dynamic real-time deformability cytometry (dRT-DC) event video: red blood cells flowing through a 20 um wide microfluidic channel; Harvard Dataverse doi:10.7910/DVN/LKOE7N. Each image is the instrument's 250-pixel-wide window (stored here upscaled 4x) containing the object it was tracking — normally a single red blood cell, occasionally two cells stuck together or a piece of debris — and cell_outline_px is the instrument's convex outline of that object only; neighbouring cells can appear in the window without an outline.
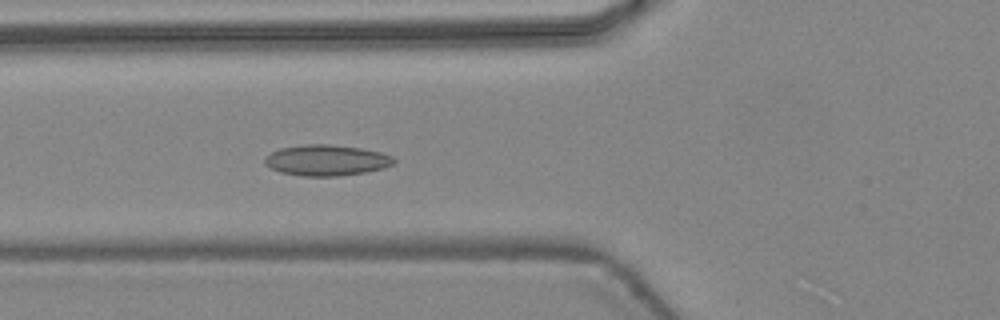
{"species": "common noctule bat (a hibernating species)", "species_latin": "Nyctalus noctula", "temperature_condition": "warm", "stored_images_in_passage": 46, "camera_frame_rate_fps": 3000, "um_per_image_px": 0.085, "animal": {"sex": "female", "body_mass_g": 24.6, "forearm_length_mm": 56.2}, "frame": {"image": 1, "passage_image": 18, "time_ms": 5.667, "image_size_px": [1000, 320], "cell_outline_px": [[396, 160], [392, 164], [384, 168], [364, 172], [340, 176], [304, 176], [280, 172], [264, 164], [264, 160], [272, 152], [280, 148], [304, 144], [328, 144], [360, 148], [380, 152], [392, 156]], "centroid_in_image_um": [27.75, 13.62], "position_along_channel_um": 98.0, "area_um2": 23.06}}
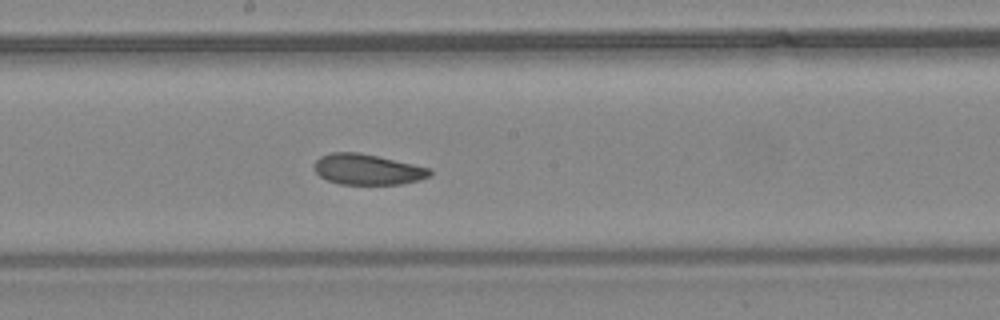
{"frame": {"image": 2, "passage_image": 26, "time_ms": 8.333, "image_size_px": [1000, 320], "cell_outline_px": [[432, 176], [420, 180], [400, 184], [340, 184], [328, 180], [320, 176], [316, 172], [316, 160], [320, 156], [332, 152], [360, 152], [432, 168]], "centroid_in_image_um": [31.29, 14.4], "position_along_channel_um": 216.9, "area_um2": 20.69}}
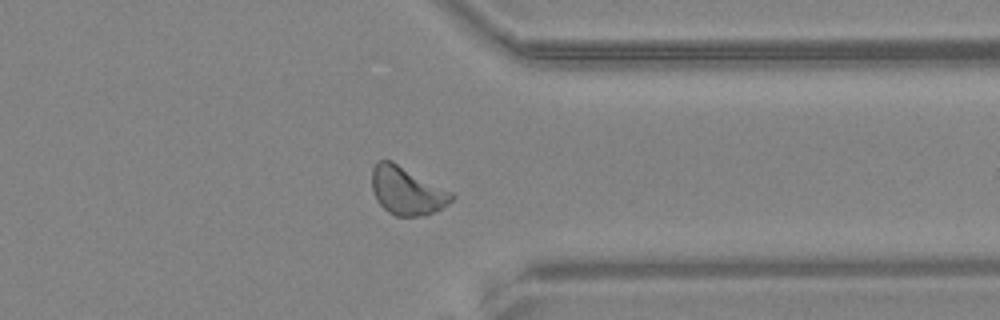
{"frame": {"image": 3, "passage_image": 37, "time_ms": 12.0, "image_size_px": [1000, 320], "cell_outline_px": [[456, 196], [448, 204], [424, 216], [396, 216], [388, 212], [376, 200], [372, 188], [372, 168], [380, 160], [392, 160], [452, 192]], "centroid_in_image_um": [34.58, 16.21], "position_along_channel_um": 376.8, "area_um2": 22.25}, "authors_computed_cell_mechanics": {"area_um2": 21.964, "velocity_mm_per_s": 4.4558, "shape_relaxation_time_tau1_ms": null, "shape_relaxation_time_tau2_ms": 4.8053, "deformation_change_tau1": null, "deformation_change_tau2": 0.1111}}